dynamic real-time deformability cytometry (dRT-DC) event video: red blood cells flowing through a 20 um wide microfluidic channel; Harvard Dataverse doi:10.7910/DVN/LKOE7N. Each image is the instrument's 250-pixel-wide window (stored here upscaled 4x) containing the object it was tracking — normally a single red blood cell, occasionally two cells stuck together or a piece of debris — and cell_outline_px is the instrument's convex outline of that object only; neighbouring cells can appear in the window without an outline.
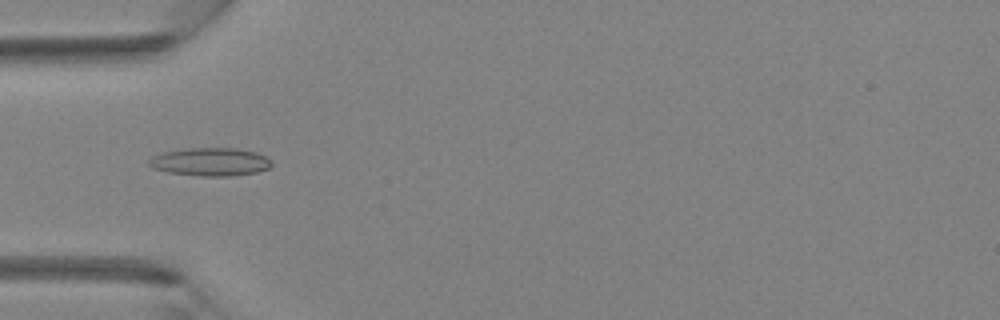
{"species": "Egyptian fruit bat (a non-hibernating species)", "species_latin": "Rousettus aegyptiacus", "temperature_condition": "room temperature", "stored_images_in_passage": 5, "camera_frame_rate_fps": 3000, "um_per_image_px": 0.085, "animal": {"sex": "female"}, "frame": {"image": 1, "passage_image": 5, "time_ms": 1.333, "image_size_px": [1000, 320], "cell_outline_px": [[272, 164], [268, 168], [256, 172], [228, 176], [200, 176], [168, 172], [152, 168], [148, 164], [148, 160], [152, 156], [160, 152], [188, 148], [236, 148], [256, 152], [268, 156], [272, 160]], "centroid_in_image_um": [17.87, 13.74], "position_along_channel_um": 67.1, "area_um2": 20.29}}